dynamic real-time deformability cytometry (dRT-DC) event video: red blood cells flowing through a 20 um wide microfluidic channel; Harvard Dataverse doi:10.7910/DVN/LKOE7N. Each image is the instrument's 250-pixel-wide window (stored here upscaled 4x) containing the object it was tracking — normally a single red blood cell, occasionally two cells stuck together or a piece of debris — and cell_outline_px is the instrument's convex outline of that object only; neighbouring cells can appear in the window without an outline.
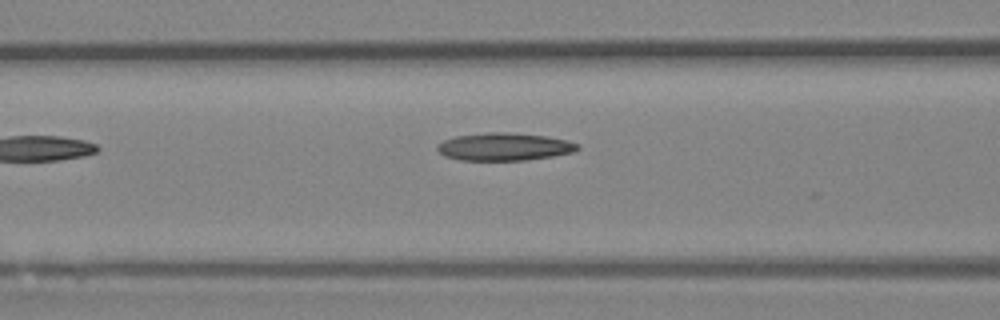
{"species": "Egyptian fruit bat (a non-hibernating species)", "species_latin": "Rousettus aegyptiacus", "temperature_condition": "room temperature", "stored_images_in_passage": 5, "camera_frame_rate_fps": 3000, "um_per_image_px": 0.085, "animal": {"sex": "female"}, "frame": {"image": 1, "passage_image": 5, "time_ms": 1.333, "image_size_px": [1000, 320], "cell_outline_px": [[580, 148], [572, 152], [552, 156], [528, 160], [460, 160], [444, 156], [436, 148], [436, 144], [444, 140], [456, 136], [488, 132], [512, 132], [544, 136], [568, 140], [580, 144]], "centroid_in_image_um": [42.86, 12.47], "position_along_channel_um": 123.7, "area_um2": 22.72}}